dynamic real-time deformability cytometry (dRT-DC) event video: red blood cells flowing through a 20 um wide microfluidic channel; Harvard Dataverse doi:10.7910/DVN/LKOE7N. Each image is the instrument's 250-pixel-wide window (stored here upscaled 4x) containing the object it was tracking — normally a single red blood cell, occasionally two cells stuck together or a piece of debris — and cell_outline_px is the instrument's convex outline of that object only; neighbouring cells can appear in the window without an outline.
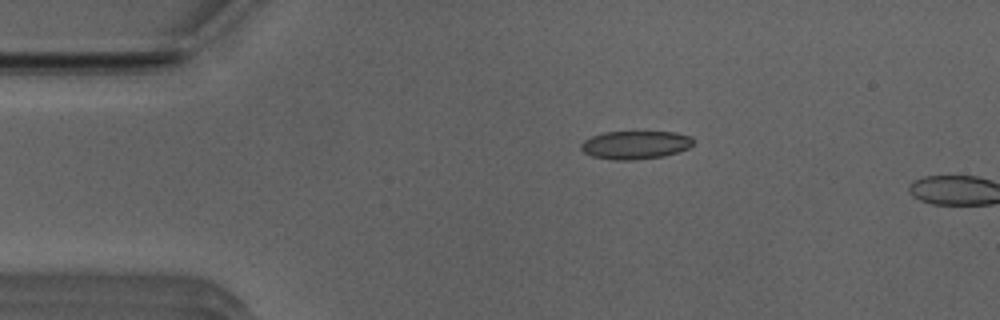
{"species": "Egyptian fruit bat (a non-hibernating species)", "species_latin": "Rousettus aegyptiacus", "temperature_condition": "room temperature", "stored_images_in_passage": 3, "camera_frame_rate_fps": 3000, "um_per_image_px": 0.085, "animal": {"sex": "male"}, "frame": {"image": 1, "passage_image": 1, "time_ms": 0.0, "image_size_px": [1000, 320], "cell_outline_px": [[692, 144], [688, 148], [664, 156], [632, 160], [616, 160], [592, 156], [584, 152], [580, 148], [580, 144], [584, 140], [592, 136], [604, 132], [676, 132], [692, 136]], "centroid_in_image_um": [53.99, 12.31], "position_along_channel_um": 31.0, "area_um2": 18.38}}